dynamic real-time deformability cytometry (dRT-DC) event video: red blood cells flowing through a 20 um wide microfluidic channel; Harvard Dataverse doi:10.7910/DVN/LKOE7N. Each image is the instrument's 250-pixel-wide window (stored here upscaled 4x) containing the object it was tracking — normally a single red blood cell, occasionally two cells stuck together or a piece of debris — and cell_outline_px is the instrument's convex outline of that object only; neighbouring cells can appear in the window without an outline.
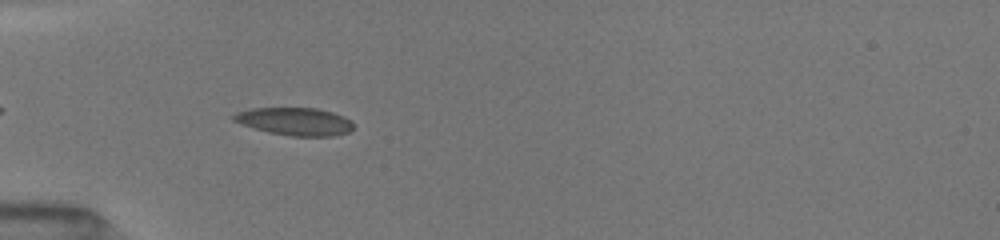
{"species": "common noctule bat (a hibernating species)", "species_latin": "Nyctalus noctula", "temperature_condition": "room temperature", "stored_images_in_passage": 16, "camera_frame_rate_fps": 3000, "um_per_image_px": 0.085, "animal": {"sex": "female", "body_mass_g": 19.5, "forearm_length_mm": 54.1}, "frame": {"image": 1, "passage_image": 1, "time_ms": 0.0, "image_size_px": [1000, 240], "cell_outline_px": [[352, 128], [348, 132], [332, 136], [292, 136], [268, 132], [240, 124], [232, 120], [232, 116], [236, 112], [252, 108], [316, 108], [332, 112], [344, 116], [352, 120]], "centroid_in_image_um": [25.05, 10.32], "position_along_channel_um": 60.0, "area_um2": 19.36}}
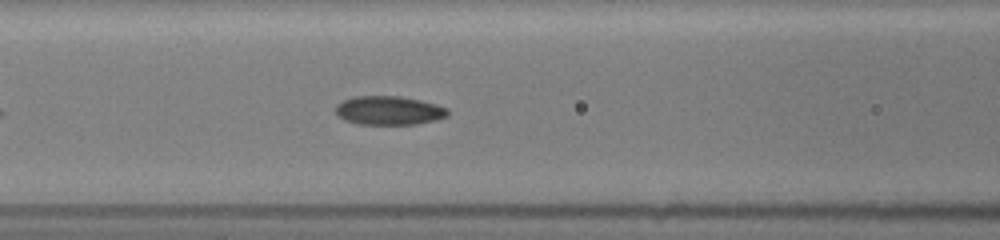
{"frame": {"image": 2, "passage_image": 9, "time_ms": 2.0, "image_size_px": [1000, 240], "cell_outline_px": [[448, 116], [436, 120], [416, 124], [356, 124], [344, 120], [336, 116], [336, 104], [352, 96], [400, 96], [420, 100], [436, 104], [448, 108]], "centroid_in_image_um": [33.04, 9.39], "position_along_channel_um": 133.6, "area_um2": 19.02}}
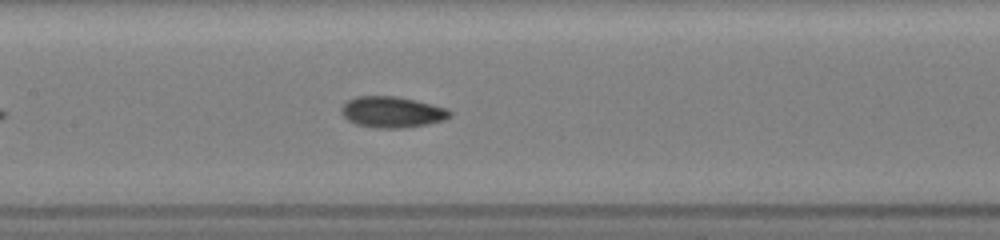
{"frame": {"image": 3, "passage_image": 13, "time_ms": 3.0, "image_size_px": [1000, 240], "cell_outline_px": [[452, 116], [444, 120], [428, 124], [404, 128], [376, 128], [356, 124], [348, 120], [340, 112], [340, 108], [348, 100], [356, 96], [396, 96], [416, 100], [448, 108], [452, 112]], "centroid_in_image_um": [33.35, 9.52], "position_along_channel_um": 174.1, "area_um2": 19.83}}